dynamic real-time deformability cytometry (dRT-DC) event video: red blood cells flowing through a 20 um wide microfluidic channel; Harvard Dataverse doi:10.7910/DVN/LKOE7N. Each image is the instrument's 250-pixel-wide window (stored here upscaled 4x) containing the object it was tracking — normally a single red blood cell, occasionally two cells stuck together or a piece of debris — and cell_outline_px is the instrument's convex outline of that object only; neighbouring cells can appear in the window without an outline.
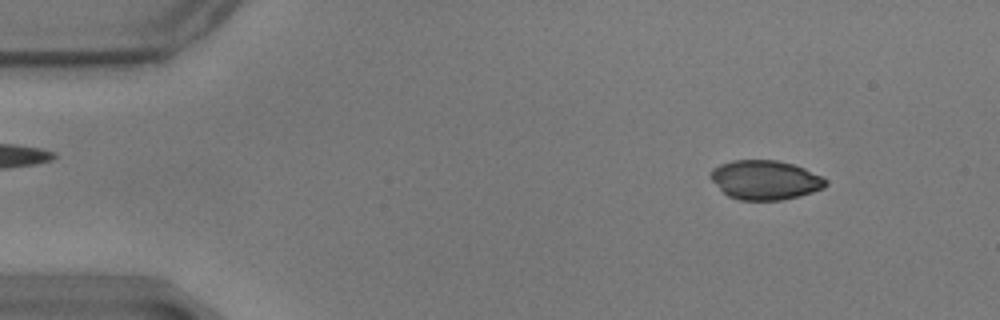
{"species": "common noctule bat (a hibernating species)", "species_latin": "Nyctalus noctula", "temperature_condition": "warm", "stored_images_in_passage": 56, "camera_frame_rate_fps": 3000, "um_per_image_px": 0.085, "animal": {"sex": "male", "body_mass_g": 17.9}, "frame": {"image": 1, "passage_image": 5, "time_ms": 1.333, "image_size_px": [1000, 320], "cell_outline_px": [[828, 184], [824, 188], [800, 196], [780, 200], [740, 200], [728, 196], [708, 176], [712, 168], [720, 164], [732, 160], [776, 160], [792, 164], [804, 168], [828, 180]], "centroid_in_image_um": [65.03, 15.29], "position_along_channel_um": 20.0, "area_um2": 26.36}}
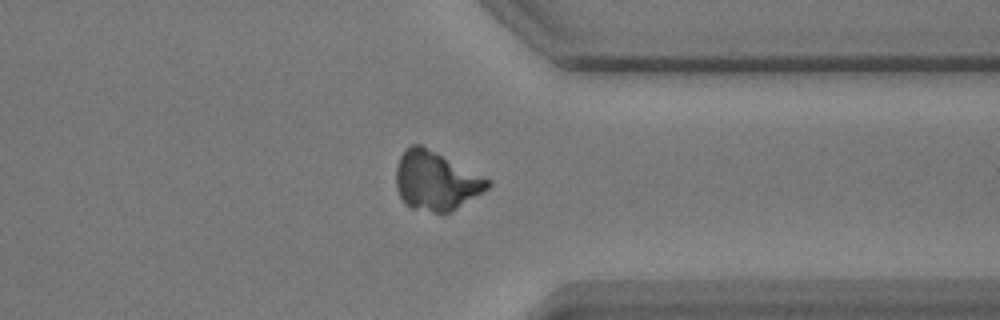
{"frame": {"image": 2, "passage_image": 43, "time_ms": 14.0, "image_size_px": [1000, 320], "cell_outline_px": [[492, 184], [488, 188], [452, 212], [432, 212], [412, 208], [404, 204], [396, 188], [396, 168], [400, 156], [412, 144], [420, 144], [492, 180]], "centroid_in_image_um": [37.05, 15.38], "position_along_channel_um": 374.3, "area_um2": 31.33}}
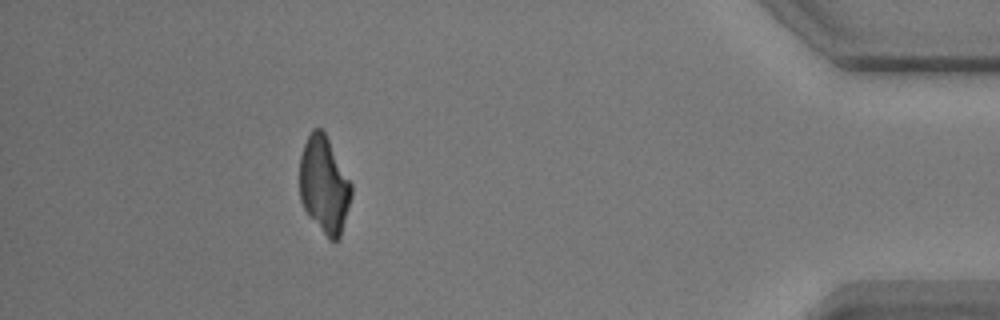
{"frame": {"image": 3, "passage_image": 50, "time_ms": 16.333, "image_size_px": [1000, 320], "cell_outline_px": [[352, 196], [340, 236], [336, 240], [328, 240], [308, 216], [300, 200], [300, 156], [304, 144], [312, 128], [320, 128], [324, 132], [352, 184]], "centroid_in_image_um": [27.54, 15.74], "position_along_channel_um": 407.7, "area_um2": 29.13}}